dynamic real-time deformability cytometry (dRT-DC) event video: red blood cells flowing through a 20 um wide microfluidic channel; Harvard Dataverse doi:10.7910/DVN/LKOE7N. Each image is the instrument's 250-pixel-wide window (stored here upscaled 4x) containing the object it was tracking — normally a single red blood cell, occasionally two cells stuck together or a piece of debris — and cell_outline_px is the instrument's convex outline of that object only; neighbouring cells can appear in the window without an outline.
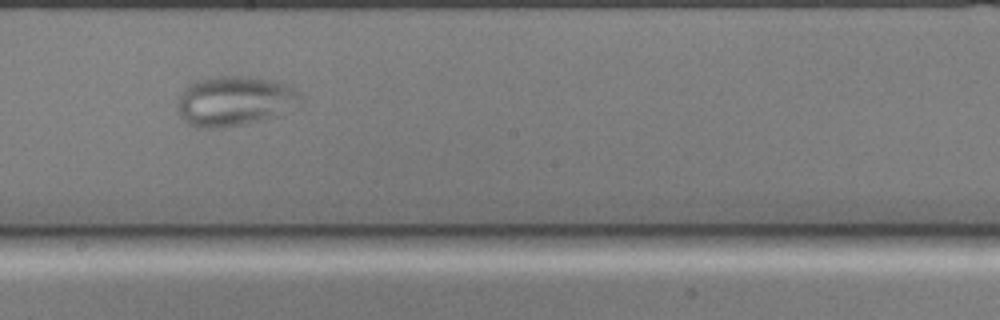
{"species": "common noctule bat (a hibernating species)", "species_latin": "Nyctalus noctula", "temperature_condition": "cold", "stored_images_in_passage": 53, "camera_frame_rate_fps": 3000, "um_per_image_px": 0.085, "animal": {"sex": "male", "body_mass_g": 17.9, "forearm_length_mm": 54.2}, "frame": {"image": 1, "passage_image": 27, "time_ms": 8.667, "image_size_px": [1000, 320], "cell_outline_px": [[304, 96], [300, 104], [276, 116], [264, 120], [224, 128], [196, 128], [188, 124], [180, 116], [176, 108], [176, 104], [180, 96], [188, 84], [196, 80], [216, 76], [244, 76], [272, 80], [288, 84], [300, 92]], "centroid_in_image_um": [19.95, 8.59], "position_along_channel_um": 228.3, "area_um2": 36.3}}